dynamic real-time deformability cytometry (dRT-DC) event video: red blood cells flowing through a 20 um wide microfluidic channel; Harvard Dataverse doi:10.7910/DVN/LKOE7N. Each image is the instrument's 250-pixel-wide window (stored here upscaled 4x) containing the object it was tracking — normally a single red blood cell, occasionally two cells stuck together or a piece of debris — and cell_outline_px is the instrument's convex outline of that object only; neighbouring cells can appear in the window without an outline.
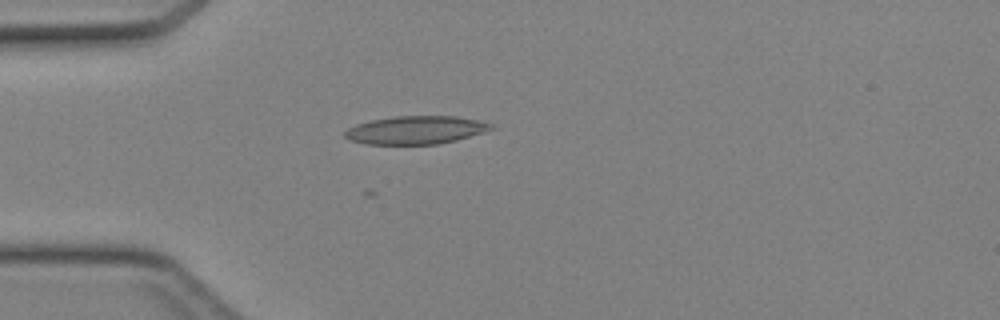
{"species": "Egyptian fruit bat (a non-hibernating species)", "species_latin": "Rousettus aegyptiacus", "temperature_condition": "cold", "stored_images_in_passage": 46, "camera_frame_rate_fps": 3000, "um_per_image_px": 0.085, "animal": {"sex": "female"}, "frame": {"image": 1, "passage_image": 13, "time_ms": 4.0, "image_size_px": [1000, 320], "cell_outline_px": [[496, 128], [484, 132], [456, 140], [440, 144], [364, 144], [348, 140], [344, 136], [344, 132], [348, 128], [356, 124], [372, 120], [392, 116], [456, 116], [476, 120], [492, 124]], "centroid_in_image_um": [35.32, 11.05], "position_along_channel_um": 49.7, "area_um2": 24.04}}
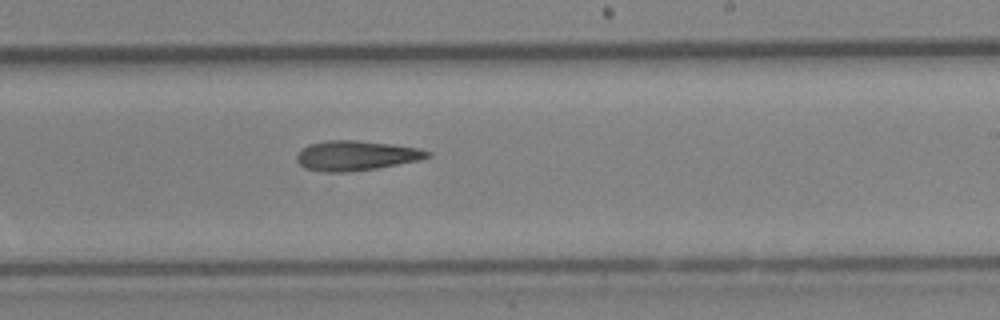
{"frame": {"image": 2, "passage_image": 28, "time_ms": 9.0, "image_size_px": [1000, 320], "cell_outline_px": [[432, 156], [420, 160], [376, 168], [344, 172], [324, 172], [304, 168], [296, 160], [296, 156], [308, 144], [328, 140], [356, 140], [392, 144], [420, 148], [432, 152]], "centroid_in_image_um": [30.29, 13.22], "position_along_channel_um": 258.7, "area_um2": 22.72}}
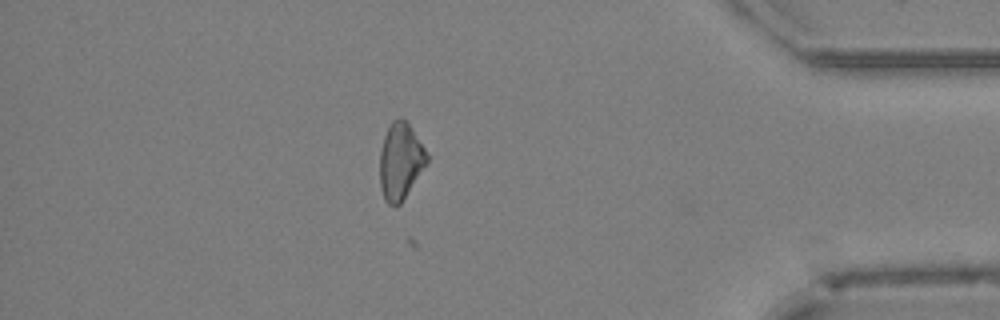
{"frame": {"image": 3, "passage_image": 40, "time_ms": 13.0, "image_size_px": [1000, 320], "cell_outline_px": [[428, 160], [400, 204], [396, 208], [388, 204], [384, 200], [380, 188], [380, 152], [384, 136], [392, 120], [404, 120], [412, 128], [424, 148], [428, 156]], "centroid_in_image_um": [34.01, 13.74], "position_along_channel_um": 401.2, "area_um2": 20.63}}